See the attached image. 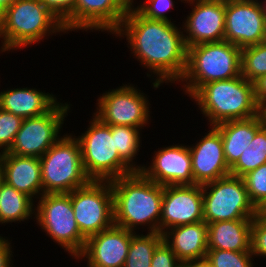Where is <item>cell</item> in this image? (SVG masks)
Returning <instances> with one entry per match:
<instances>
[{
  "label": "cell",
  "instance_id": "cell-1",
  "mask_svg": "<svg viewBox=\"0 0 266 267\" xmlns=\"http://www.w3.org/2000/svg\"><path fill=\"white\" fill-rule=\"evenodd\" d=\"M133 7L114 34L126 36L135 57L156 74L154 88L164 81L180 82L188 53L183 31L172 22L147 19Z\"/></svg>",
  "mask_w": 266,
  "mask_h": 267
},
{
  "label": "cell",
  "instance_id": "cell-2",
  "mask_svg": "<svg viewBox=\"0 0 266 267\" xmlns=\"http://www.w3.org/2000/svg\"><path fill=\"white\" fill-rule=\"evenodd\" d=\"M113 191L114 224L129 231L149 224L150 233H160L164 186L134 172L110 181Z\"/></svg>",
  "mask_w": 266,
  "mask_h": 267
},
{
  "label": "cell",
  "instance_id": "cell-3",
  "mask_svg": "<svg viewBox=\"0 0 266 267\" xmlns=\"http://www.w3.org/2000/svg\"><path fill=\"white\" fill-rule=\"evenodd\" d=\"M191 98L198 103L210 126L247 119L260 113L255 100L254 84L242 75L204 84Z\"/></svg>",
  "mask_w": 266,
  "mask_h": 267
},
{
  "label": "cell",
  "instance_id": "cell-4",
  "mask_svg": "<svg viewBox=\"0 0 266 267\" xmlns=\"http://www.w3.org/2000/svg\"><path fill=\"white\" fill-rule=\"evenodd\" d=\"M61 31L66 32L63 24L39 0H17L0 18L1 51L27 47Z\"/></svg>",
  "mask_w": 266,
  "mask_h": 267
},
{
  "label": "cell",
  "instance_id": "cell-5",
  "mask_svg": "<svg viewBox=\"0 0 266 267\" xmlns=\"http://www.w3.org/2000/svg\"><path fill=\"white\" fill-rule=\"evenodd\" d=\"M241 48L227 41L188 47L187 66L181 82L192 97L204 84L241 75Z\"/></svg>",
  "mask_w": 266,
  "mask_h": 267
},
{
  "label": "cell",
  "instance_id": "cell-6",
  "mask_svg": "<svg viewBox=\"0 0 266 267\" xmlns=\"http://www.w3.org/2000/svg\"><path fill=\"white\" fill-rule=\"evenodd\" d=\"M39 160L43 194L70 193L91 181L82 164L79 141L71 134L60 137Z\"/></svg>",
  "mask_w": 266,
  "mask_h": 267
},
{
  "label": "cell",
  "instance_id": "cell-7",
  "mask_svg": "<svg viewBox=\"0 0 266 267\" xmlns=\"http://www.w3.org/2000/svg\"><path fill=\"white\" fill-rule=\"evenodd\" d=\"M90 127L76 139L79 141L86 175L95 181H111L134 171L120 158L111 134V125L96 116Z\"/></svg>",
  "mask_w": 266,
  "mask_h": 267
},
{
  "label": "cell",
  "instance_id": "cell-8",
  "mask_svg": "<svg viewBox=\"0 0 266 267\" xmlns=\"http://www.w3.org/2000/svg\"><path fill=\"white\" fill-rule=\"evenodd\" d=\"M203 221L253 220L259 210L251 202L243 178L227 175L202 185Z\"/></svg>",
  "mask_w": 266,
  "mask_h": 267
},
{
  "label": "cell",
  "instance_id": "cell-9",
  "mask_svg": "<svg viewBox=\"0 0 266 267\" xmlns=\"http://www.w3.org/2000/svg\"><path fill=\"white\" fill-rule=\"evenodd\" d=\"M39 199L35 208L38 225L66 252L78 257L87 239L81 234L75 220L70 193H47Z\"/></svg>",
  "mask_w": 266,
  "mask_h": 267
},
{
  "label": "cell",
  "instance_id": "cell-10",
  "mask_svg": "<svg viewBox=\"0 0 266 267\" xmlns=\"http://www.w3.org/2000/svg\"><path fill=\"white\" fill-rule=\"evenodd\" d=\"M75 220L81 234L89 237L114 224L113 191L110 181L91 180L70 192Z\"/></svg>",
  "mask_w": 266,
  "mask_h": 267
},
{
  "label": "cell",
  "instance_id": "cell-11",
  "mask_svg": "<svg viewBox=\"0 0 266 267\" xmlns=\"http://www.w3.org/2000/svg\"><path fill=\"white\" fill-rule=\"evenodd\" d=\"M70 106L57 103L49 112L23 119L8 153L40 158L59 138L61 125Z\"/></svg>",
  "mask_w": 266,
  "mask_h": 267
},
{
  "label": "cell",
  "instance_id": "cell-12",
  "mask_svg": "<svg viewBox=\"0 0 266 267\" xmlns=\"http://www.w3.org/2000/svg\"><path fill=\"white\" fill-rule=\"evenodd\" d=\"M131 85L120 86L100 96L94 115L102 123L142 128L149 122V101Z\"/></svg>",
  "mask_w": 266,
  "mask_h": 267
},
{
  "label": "cell",
  "instance_id": "cell-13",
  "mask_svg": "<svg viewBox=\"0 0 266 267\" xmlns=\"http://www.w3.org/2000/svg\"><path fill=\"white\" fill-rule=\"evenodd\" d=\"M224 40L239 48L266 39V11L258 0H226Z\"/></svg>",
  "mask_w": 266,
  "mask_h": 267
},
{
  "label": "cell",
  "instance_id": "cell-14",
  "mask_svg": "<svg viewBox=\"0 0 266 267\" xmlns=\"http://www.w3.org/2000/svg\"><path fill=\"white\" fill-rule=\"evenodd\" d=\"M200 221H203L202 185L164 186L160 217L161 234L170 228Z\"/></svg>",
  "mask_w": 266,
  "mask_h": 267
},
{
  "label": "cell",
  "instance_id": "cell-15",
  "mask_svg": "<svg viewBox=\"0 0 266 267\" xmlns=\"http://www.w3.org/2000/svg\"><path fill=\"white\" fill-rule=\"evenodd\" d=\"M194 5L187 17L185 44L193 45L224 41L226 0H186Z\"/></svg>",
  "mask_w": 266,
  "mask_h": 267
},
{
  "label": "cell",
  "instance_id": "cell-16",
  "mask_svg": "<svg viewBox=\"0 0 266 267\" xmlns=\"http://www.w3.org/2000/svg\"><path fill=\"white\" fill-rule=\"evenodd\" d=\"M136 233L113 224L89 237L83 252L75 257L88 259V267H124L131 238Z\"/></svg>",
  "mask_w": 266,
  "mask_h": 267
},
{
  "label": "cell",
  "instance_id": "cell-17",
  "mask_svg": "<svg viewBox=\"0 0 266 267\" xmlns=\"http://www.w3.org/2000/svg\"><path fill=\"white\" fill-rule=\"evenodd\" d=\"M134 2L131 0H76L73 30H99L114 34Z\"/></svg>",
  "mask_w": 266,
  "mask_h": 267
},
{
  "label": "cell",
  "instance_id": "cell-18",
  "mask_svg": "<svg viewBox=\"0 0 266 267\" xmlns=\"http://www.w3.org/2000/svg\"><path fill=\"white\" fill-rule=\"evenodd\" d=\"M142 167L140 172L159 185H194L189 146L172 145L160 149L151 166Z\"/></svg>",
  "mask_w": 266,
  "mask_h": 267
},
{
  "label": "cell",
  "instance_id": "cell-19",
  "mask_svg": "<svg viewBox=\"0 0 266 267\" xmlns=\"http://www.w3.org/2000/svg\"><path fill=\"white\" fill-rule=\"evenodd\" d=\"M211 128L195 146L189 147L194 184L203 185L230 174L222 136L214 126Z\"/></svg>",
  "mask_w": 266,
  "mask_h": 267
},
{
  "label": "cell",
  "instance_id": "cell-20",
  "mask_svg": "<svg viewBox=\"0 0 266 267\" xmlns=\"http://www.w3.org/2000/svg\"><path fill=\"white\" fill-rule=\"evenodd\" d=\"M169 230L163 233V241L176 254L181 263L206 257L208 251L207 223L200 221L170 228Z\"/></svg>",
  "mask_w": 266,
  "mask_h": 267
},
{
  "label": "cell",
  "instance_id": "cell-21",
  "mask_svg": "<svg viewBox=\"0 0 266 267\" xmlns=\"http://www.w3.org/2000/svg\"><path fill=\"white\" fill-rule=\"evenodd\" d=\"M3 177L5 183L31 198L43 194L41 163L37 157L3 153Z\"/></svg>",
  "mask_w": 266,
  "mask_h": 267
},
{
  "label": "cell",
  "instance_id": "cell-22",
  "mask_svg": "<svg viewBox=\"0 0 266 267\" xmlns=\"http://www.w3.org/2000/svg\"><path fill=\"white\" fill-rule=\"evenodd\" d=\"M265 124L261 112L247 119L232 120L214 126L222 136L224 155L229 168L247 150L256 132Z\"/></svg>",
  "mask_w": 266,
  "mask_h": 267
},
{
  "label": "cell",
  "instance_id": "cell-23",
  "mask_svg": "<svg viewBox=\"0 0 266 267\" xmlns=\"http://www.w3.org/2000/svg\"><path fill=\"white\" fill-rule=\"evenodd\" d=\"M56 104L57 99L52 93H43L33 88H16L0 92V108L23 119L46 114Z\"/></svg>",
  "mask_w": 266,
  "mask_h": 267
},
{
  "label": "cell",
  "instance_id": "cell-24",
  "mask_svg": "<svg viewBox=\"0 0 266 267\" xmlns=\"http://www.w3.org/2000/svg\"><path fill=\"white\" fill-rule=\"evenodd\" d=\"M253 220L218 221L208 224V249L251 252Z\"/></svg>",
  "mask_w": 266,
  "mask_h": 267
},
{
  "label": "cell",
  "instance_id": "cell-25",
  "mask_svg": "<svg viewBox=\"0 0 266 267\" xmlns=\"http://www.w3.org/2000/svg\"><path fill=\"white\" fill-rule=\"evenodd\" d=\"M33 208V198L5 182L0 185V223L21 222L29 219L35 212Z\"/></svg>",
  "mask_w": 266,
  "mask_h": 267
},
{
  "label": "cell",
  "instance_id": "cell-26",
  "mask_svg": "<svg viewBox=\"0 0 266 267\" xmlns=\"http://www.w3.org/2000/svg\"><path fill=\"white\" fill-rule=\"evenodd\" d=\"M247 150L241 154L237 162L230 168V174L243 177L250 171L266 163V124L255 134Z\"/></svg>",
  "mask_w": 266,
  "mask_h": 267
},
{
  "label": "cell",
  "instance_id": "cell-27",
  "mask_svg": "<svg viewBox=\"0 0 266 267\" xmlns=\"http://www.w3.org/2000/svg\"><path fill=\"white\" fill-rule=\"evenodd\" d=\"M162 241L161 233L135 234L131 238L124 267H151L153 253Z\"/></svg>",
  "mask_w": 266,
  "mask_h": 267
},
{
  "label": "cell",
  "instance_id": "cell-28",
  "mask_svg": "<svg viewBox=\"0 0 266 267\" xmlns=\"http://www.w3.org/2000/svg\"><path fill=\"white\" fill-rule=\"evenodd\" d=\"M140 128L124 125H111V134L114 137L115 148L120 158L134 171L140 172L143 167L133 164L140 146ZM132 162V163H131Z\"/></svg>",
  "mask_w": 266,
  "mask_h": 267
},
{
  "label": "cell",
  "instance_id": "cell-29",
  "mask_svg": "<svg viewBox=\"0 0 266 267\" xmlns=\"http://www.w3.org/2000/svg\"><path fill=\"white\" fill-rule=\"evenodd\" d=\"M266 74V39L259 44L242 48L241 75L254 82Z\"/></svg>",
  "mask_w": 266,
  "mask_h": 267
},
{
  "label": "cell",
  "instance_id": "cell-30",
  "mask_svg": "<svg viewBox=\"0 0 266 267\" xmlns=\"http://www.w3.org/2000/svg\"><path fill=\"white\" fill-rule=\"evenodd\" d=\"M242 178L251 202L260 211L266 205V163Z\"/></svg>",
  "mask_w": 266,
  "mask_h": 267
},
{
  "label": "cell",
  "instance_id": "cell-31",
  "mask_svg": "<svg viewBox=\"0 0 266 267\" xmlns=\"http://www.w3.org/2000/svg\"><path fill=\"white\" fill-rule=\"evenodd\" d=\"M251 252L208 249L205 259L213 267H253Z\"/></svg>",
  "mask_w": 266,
  "mask_h": 267
},
{
  "label": "cell",
  "instance_id": "cell-32",
  "mask_svg": "<svg viewBox=\"0 0 266 267\" xmlns=\"http://www.w3.org/2000/svg\"><path fill=\"white\" fill-rule=\"evenodd\" d=\"M23 118L0 108V149L8 152L21 128Z\"/></svg>",
  "mask_w": 266,
  "mask_h": 267
},
{
  "label": "cell",
  "instance_id": "cell-33",
  "mask_svg": "<svg viewBox=\"0 0 266 267\" xmlns=\"http://www.w3.org/2000/svg\"><path fill=\"white\" fill-rule=\"evenodd\" d=\"M62 24L65 31L73 30V10L76 0H39Z\"/></svg>",
  "mask_w": 266,
  "mask_h": 267
},
{
  "label": "cell",
  "instance_id": "cell-34",
  "mask_svg": "<svg viewBox=\"0 0 266 267\" xmlns=\"http://www.w3.org/2000/svg\"><path fill=\"white\" fill-rule=\"evenodd\" d=\"M251 253L266 256V217L260 212L253 218L251 226Z\"/></svg>",
  "mask_w": 266,
  "mask_h": 267
},
{
  "label": "cell",
  "instance_id": "cell-35",
  "mask_svg": "<svg viewBox=\"0 0 266 267\" xmlns=\"http://www.w3.org/2000/svg\"><path fill=\"white\" fill-rule=\"evenodd\" d=\"M183 1L186 2V0ZM143 3L135 8L142 16L150 20L171 22L165 12L170 8L173 9L172 0H146Z\"/></svg>",
  "mask_w": 266,
  "mask_h": 267
},
{
  "label": "cell",
  "instance_id": "cell-36",
  "mask_svg": "<svg viewBox=\"0 0 266 267\" xmlns=\"http://www.w3.org/2000/svg\"><path fill=\"white\" fill-rule=\"evenodd\" d=\"M180 265L181 262L176 254L162 241L153 253L151 267H179Z\"/></svg>",
  "mask_w": 266,
  "mask_h": 267
},
{
  "label": "cell",
  "instance_id": "cell-37",
  "mask_svg": "<svg viewBox=\"0 0 266 267\" xmlns=\"http://www.w3.org/2000/svg\"><path fill=\"white\" fill-rule=\"evenodd\" d=\"M253 84L255 100L261 109L266 104V74L255 80Z\"/></svg>",
  "mask_w": 266,
  "mask_h": 267
},
{
  "label": "cell",
  "instance_id": "cell-38",
  "mask_svg": "<svg viewBox=\"0 0 266 267\" xmlns=\"http://www.w3.org/2000/svg\"><path fill=\"white\" fill-rule=\"evenodd\" d=\"M11 243L4 237L0 236V267H12L11 265ZM11 261V262H10ZM11 265V266H10Z\"/></svg>",
  "mask_w": 266,
  "mask_h": 267
},
{
  "label": "cell",
  "instance_id": "cell-39",
  "mask_svg": "<svg viewBox=\"0 0 266 267\" xmlns=\"http://www.w3.org/2000/svg\"><path fill=\"white\" fill-rule=\"evenodd\" d=\"M188 267H213L205 258L195 261H187Z\"/></svg>",
  "mask_w": 266,
  "mask_h": 267
},
{
  "label": "cell",
  "instance_id": "cell-40",
  "mask_svg": "<svg viewBox=\"0 0 266 267\" xmlns=\"http://www.w3.org/2000/svg\"><path fill=\"white\" fill-rule=\"evenodd\" d=\"M17 0H0V18L3 16V14L5 13L6 11V8L16 2Z\"/></svg>",
  "mask_w": 266,
  "mask_h": 267
},
{
  "label": "cell",
  "instance_id": "cell-41",
  "mask_svg": "<svg viewBox=\"0 0 266 267\" xmlns=\"http://www.w3.org/2000/svg\"><path fill=\"white\" fill-rule=\"evenodd\" d=\"M4 182L3 177V153L0 152V185Z\"/></svg>",
  "mask_w": 266,
  "mask_h": 267
},
{
  "label": "cell",
  "instance_id": "cell-42",
  "mask_svg": "<svg viewBox=\"0 0 266 267\" xmlns=\"http://www.w3.org/2000/svg\"><path fill=\"white\" fill-rule=\"evenodd\" d=\"M264 122L266 124V104L260 109Z\"/></svg>",
  "mask_w": 266,
  "mask_h": 267
},
{
  "label": "cell",
  "instance_id": "cell-43",
  "mask_svg": "<svg viewBox=\"0 0 266 267\" xmlns=\"http://www.w3.org/2000/svg\"><path fill=\"white\" fill-rule=\"evenodd\" d=\"M259 212L266 217V205Z\"/></svg>",
  "mask_w": 266,
  "mask_h": 267
},
{
  "label": "cell",
  "instance_id": "cell-44",
  "mask_svg": "<svg viewBox=\"0 0 266 267\" xmlns=\"http://www.w3.org/2000/svg\"><path fill=\"white\" fill-rule=\"evenodd\" d=\"M179 267H188V264L186 262L181 263V265Z\"/></svg>",
  "mask_w": 266,
  "mask_h": 267
},
{
  "label": "cell",
  "instance_id": "cell-45",
  "mask_svg": "<svg viewBox=\"0 0 266 267\" xmlns=\"http://www.w3.org/2000/svg\"><path fill=\"white\" fill-rule=\"evenodd\" d=\"M265 11H266V0L264 1Z\"/></svg>",
  "mask_w": 266,
  "mask_h": 267
}]
</instances>
